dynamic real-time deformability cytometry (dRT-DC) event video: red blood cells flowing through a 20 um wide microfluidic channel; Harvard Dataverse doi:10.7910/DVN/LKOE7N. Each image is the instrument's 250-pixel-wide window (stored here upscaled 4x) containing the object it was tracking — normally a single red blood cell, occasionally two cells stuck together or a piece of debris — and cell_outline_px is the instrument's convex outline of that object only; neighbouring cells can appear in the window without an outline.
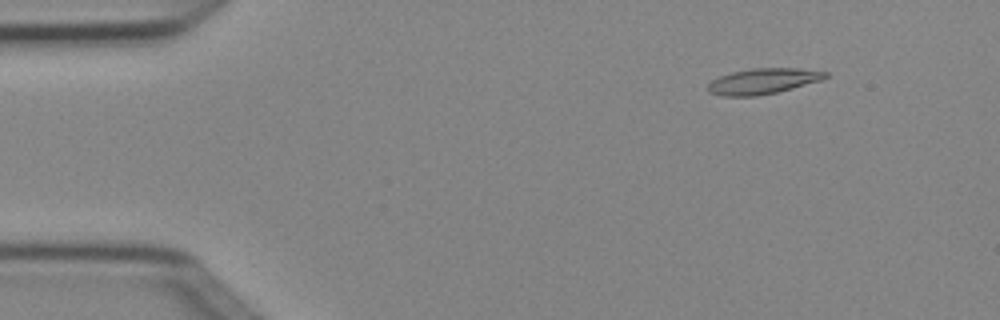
{"species": "Egyptian fruit bat (a non-hibernating species)", "species_latin": "Rousettus aegyptiacus", "temperature_condition": "cold", "stored_images_in_passage": 3, "camera_frame_rate_fps": 3000, "um_per_image_px": 0.085, "animal": {"sex": "female"}, "frame": {"image": 1, "passage_image": 1, "time_ms": 0.0, "image_size_px": [1000, 320], "cell_outline_px": [[828, 76], [820, 80], [792, 88], [776, 92], [756, 96], [720, 96], [708, 92], [708, 84], [712, 80], [720, 76], [732, 72], [752, 68], [796, 68], [828, 72]], "centroid_in_image_um": [64.81, 6.9], "position_along_channel_um": 20.2, "area_um2": 17.4}}